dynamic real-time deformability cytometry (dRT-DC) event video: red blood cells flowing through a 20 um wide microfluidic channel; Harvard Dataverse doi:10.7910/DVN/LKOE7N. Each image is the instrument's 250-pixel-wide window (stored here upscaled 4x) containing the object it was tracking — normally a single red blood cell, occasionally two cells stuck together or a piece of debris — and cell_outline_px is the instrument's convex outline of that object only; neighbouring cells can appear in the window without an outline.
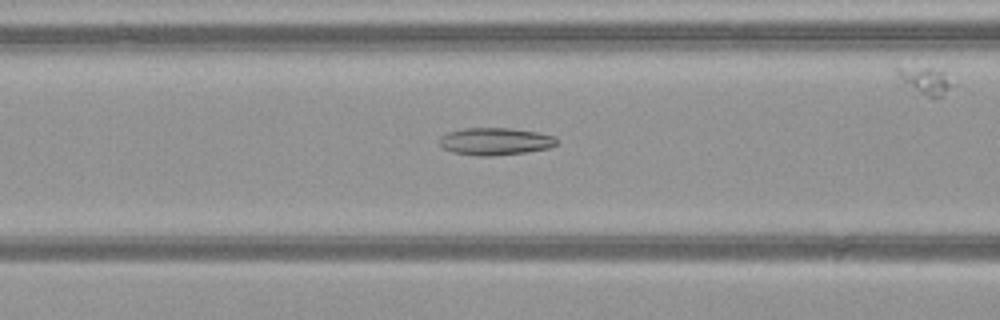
{"species": "common noctule bat (a hibernating species)", "species_latin": "Nyctalus noctula", "temperature_condition": "warm", "stored_images_in_passage": 51, "camera_frame_rate_fps": 3000, "um_per_image_px": 0.085, "animal": {"sex": "female", "body_mass_g": 21.9}, "frame": {"image": 1, "passage_image": 22, "time_ms": 7.0, "image_size_px": [1000, 320], "cell_outline_px": [[556, 144], [548, 148], [524, 152], [492, 156], [476, 156], [452, 152], [444, 148], [440, 144], [440, 136], [448, 132], [464, 128], [512, 128], [536, 132], [552, 136], [556, 140]], "centroid_in_image_um": [42.04, 12.02], "position_along_channel_um": 124.6, "area_um2": 18.5}}
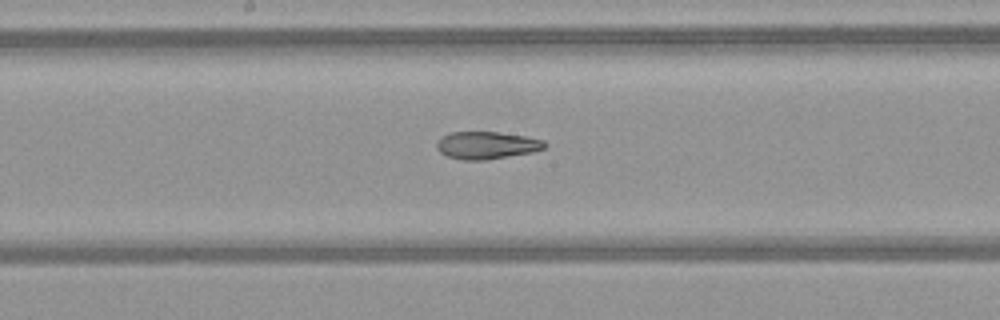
{"frame": {"image": 2, "passage_image": 28, "time_ms": 9.0, "image_size_px": [1000, 320], "cell_outline_px": [[548, 144], [544, 148], [532, 152], [488, 160], [464, 160], [448, 156], [440, 152], [436, 148], [436, 140], [440, 136], [448, 132], [500, 132], [524, 136], [544, 140]], "centroid_in_image_um": [41.34, 12.34], "position_along_channel_um": 206.9, "area_um2": 17.46}}
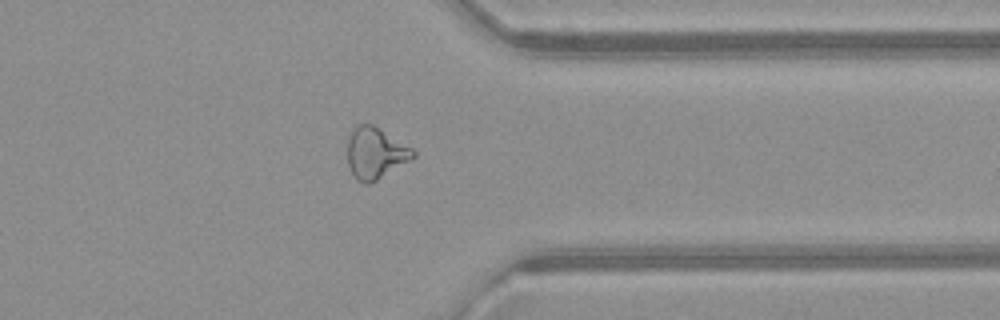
{"frame": {"image": 3, "passage_image": 41, "time_ms": 13.333, "image_size_px": [1000, 320], "cell_outline_px": [[416, 156], [376, 180], [368, 184], [364, 184], [356, 180], [348, 164], [348, 140], [352, 132], [360, 124], [372, 124], [412, 148], [416, 152]], "centroid_in_image_um": [31.91, 13.03], "position_along_channel_um": 379.5, "area_um2": 19.13}, "authors_computed_cell_mechanics": {"area_um2": 21.0392, "velocity_mm_per_s": 4.0951, "shape_relaxation_time_tau1_ms": null, "shape_relaxation_time_tau2_ms": 2.8628, "deformation_change_tau1": null, "deformation_change_tau2": 0.1173}}